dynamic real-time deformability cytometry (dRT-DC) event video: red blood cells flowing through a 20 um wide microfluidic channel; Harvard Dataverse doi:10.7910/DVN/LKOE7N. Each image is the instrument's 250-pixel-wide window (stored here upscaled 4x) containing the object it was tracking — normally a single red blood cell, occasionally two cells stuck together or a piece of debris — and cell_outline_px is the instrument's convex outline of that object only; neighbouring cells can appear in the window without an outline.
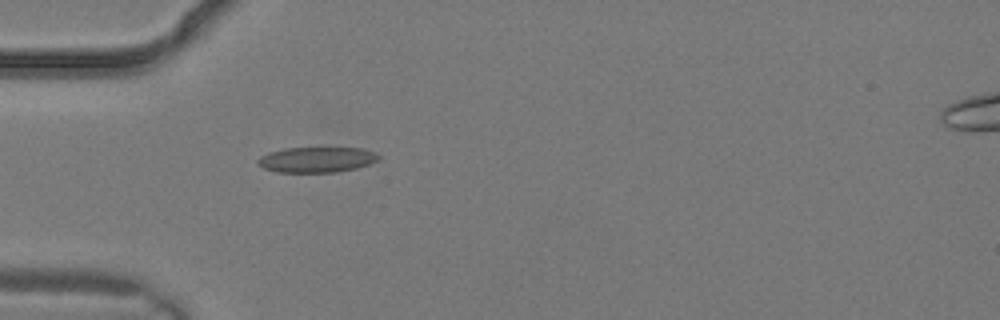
{"species": "common noctule bat (a hibernating species)", "species_latin": "Nyctalus noctula", "temperature_condition": "warm", "stored_images_in_passage": 4, "camera_frame_rate_fps": 3000, "um_per_image_px": 0.085, "animal": {"sex": "male", "body_mass_g": 19.2, "forearm_length_mm": 51.8}, "frame": {"image": 1, "passage_image": 3, "time_ms": 0.667, "image_size_px": [1000, 320], "cell_outline_px": [[380, 160], [356, 168], [336, 172], [276, 172], [264, 168], [256, 164], [256, 160], [260, 156], [268, 152], [284, 148], [360, 148], [372, 152], [380, 156]], "centroid_in_image_um": [26.87, 13.57], "position_along_channel_um": 58.1, "area_um2": 17.92}}